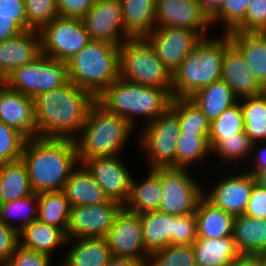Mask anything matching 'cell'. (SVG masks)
<instances>
[{"mask_svg":"<svg viewBox=\"0 0 266 266\" xmlns=\"http://www.w3.org/2000/svg\"><path fill=\"white\" fill-rule=\"evenodd\" d=\"M33 101L38 138L75 140L96 98L69 81L61 88L38 95Z\"/></svg>","mask_w":266,"mask_h":266,"instance_id":"6da1fadb","label":"cell"},{"mask_svg":"<svg viewBox=\"0 0 266 266\" xmlns=\"http://www.w3.org/2000/svg\"><path fill=\"white\" fill-rule=\"evenodd\" d=\"M21 159L26 164L34 193L62 191L80 164L76 142L67 138L27 139Z\"/></svg>","mask_w":266,"mask_h":266,"instance_id":"7a4b0ae2","label":"cell"},{"mask_svg":"<svg viewBox=\"0 0 266 266\" xmlns=\"http://www.w3.org/2000/svg\"><path fill=\"white\" fill-rule=\"evenodd\" d=\"M172 100V90L142 86L120 77L96 99L109 112L125 118L133 126L138 116L144 120L142 125L155 120L171 107Z\"/></svg>","mask_w":266,"mask_h":266,"instance_id":"3957f363","label":"cell"},{"mask_svg":"<svg viewBox=\"0 0 266 266\" xmlns=\"http://www.w3.org/2000/svg\"><path fill=\"white\" fill-rule=\"evenodd\" d=\"M201 38L181 62L172 77L173 98H190L200 89L221 79L225 48L230 44L228 33L221 37Z\"/></svg>","mask_w":266,"mask_h":266,"instance_id":"277c9868","label":"cell"},{"mask_svg":"<svg viewBox=\"0 0 266 266\" xmlns=\"http://www.w3.org/2000/svg\"><path fill=\"white\" fill-rule=\"evenodd\" d=\"M134 128L128 120L109 112L95 101L81 134L75 139L79 162L82 164L89 158L120 155Z\"/></svg>","mask_w":266,"mask_h":266,"instance_id":"5b68a950","label":"cell"},{"mask_svg":"<svg viewBox=\"0 0 266 266\" xmlns=\"http://www.w3.org/2000/svg\"><path fill=\"white\" fill-rule=\"evenodd\" d=\"M68 78L96 99L120 77V46L90 41L67 61Z\"/></svg>","mask_w":266,"mask_h":266,"instance_id":"8992f818","label":"cell"},{"mask_svg":"<svg viewBox=\"0 0 266 266\" xmlns=\"http://www.w3.org/2000/svg\"><path fill=\"white\" fill-rule=\"evenodd\" d=\"M172 77L146 37H130L120 46V78L172 90Z\"/></svg>","mask_w":266,"mask_h":266,"instance_id":"52a82bcc","label":"cell"},{"mask_svg":"<svg viewBox=\"0 0 266 266\" xmlns=\"http://www.w3.org/2000/svg\"><path fill=\"white\" fill-rule=\"evenodd\" d=\"M146 125V126H145ZM141 126L140 149L149 169L176 167V148L181 129L178 115L169 108L155 120Z\"/></svg>","mask_w":266,"mask_h":266,"instance_id":"ba28073f","label":"cell"},{"mask_svg":"<svg viewBox=\"0 0 266 266\" xmlns=\"http://www.w3.org/2000/svg\"><path fill=\"white\" fill-rule=\"evenodd\" d=\"M69 82L67 63L39 55L31 63L17 68L6 79V84L32 99L56 90Z\"/></svg>","mask_w":266,"mask_h":266,"instance_id":"9c48e42d","label":"cell"},{"mask_svg":"<svg viewBox=\"0 0 266 266\" xmlns=\"http://www.w3.org/2000/svg\"><path fill=\"white\" fill-rule=\"evenodd\" d=\"M189 168L160 167V183L163 198L158 211L174 216L195 213L204 186L199 184Z\"/></svg>","mask_w":266,"mask_h":266,"instance_id":"30bf717a","label":"cell"},{"mask_svg":"<svg viewBox=\"0 0 266 266\" xmlns=\"http://www.w3.org/2000/svg\"><path fill=\"white\" fill-rule=\"evenodd\" d=\"M41 53L66 62L91 40L80 18L58 16L40 32Z\"/></svg>","mask_w":266,"mask_h":266,"instance_id":"8fae6325","label":"cell"},{"mask_svg":"<svg viewBox=\"0 0 266 266\" xmlns=\"http://www.w3.org/2000/svg\"><path fill=\"white\" fill-rule=\"evenodd\" d=\"M123 207L113 200L97 205L72 206L67 239L105 238Z\"/></svg>","mask_w":266,"mask_h":266,"instance_id":"7c38bea8","label":"cell"},{"mask_svg":"<svg viewBox=\"0 0 266 266\" xmlns=\"http://www.w3.org/2000/svg\"><path fill=\"white\" fill-rule=\"evenodd\" d=\"M81 20L91 41L121 46L131 37L124 29L119 0H96Z\"/></svg>","mask_w":266,"mask_h":266,"instance_id":"4fadbf2b","label":"cell"},{"mask_svg":"<svg viewBox=\"0 0 266 266\" xmlns=\"http://www.w3.org/2000/svg\"><path fill=\"white\" fill-rule=\"evenodd\" d=\"M105 239L113 256L148 261L150 253L146 250L142 235L140 215L122 208Z\"/></svg>","mask_w":266,"mask_h":266,"instance_id":"5bb4252c","label":"cell"},{"mask_svg":"<svg viewBox=\"0 0 266 266\" xmlns=\"http://www.w3.org/2000/svg\"><path fill=\"white\" fill-rule=\"evenodd\" d=\"M243 169L241 172L225 175L214 186L207 188L208 191H203V196L209 202L234 217L245 213L256 182L255 176Z\"/></svg>","mask_w":266,"mask_h":266,"instance_id":"9a60e30c","label":"cell"},{"mask_svg":"<svg viewBox=\"0 0 266 266\" xmlns=\"http://www.w3.org/2000/svg\"><path fill=\"white\" fill-rule=\"evenodd\" d=\"M146 38L172 75L201 39L195 31L174 27H155Z\"/></svg>","mask_w":266,"mask_h":266,"instance_id":"2e32d148","label":"cell"},{"mask_svg":"<svg viewBox=\"0 0 266 266\" xmlns=\"http://www.w3.org/2000/svg\"><path fill=\"white\" fill-rule=\"evenodd\" d=\"M100 185L109 200L123 206L128 200L133 173L120 160L119 156L94 157L82 163Z\"/></svg>","mask_w":266,"mask_h":266,"instance_id":"e0dca14e","label":"cell"},{"mask_svg":"<svg viewBox=\"0 0 266 266\" xmlns=\"http://www.w3.org/2000/svg\"><path fill=\"white\" fill-rule=\"evenodd\" d=\"M156 27L185 28L207 37L211 22L196 0H157Z\"/></svg>","mask_w":266,"mask_h":266,"instance_id":"ac0fdd59","label":"cell"},{"mask_svg":"<svg viewBox=\"0 0 266 266\" xmlns=\"http://www.w3.org/2000/svg\"><path fill=\"white\" fill-rule=\"evenodd\" d=\"M0 120L27 139L37 137L33 99L11 89L7 84L0 90Z\"/></svg>","mask_w":266,"mask_h":266,"instance_id":"d6986e66","label":"cell"},{"mask_svg":"<svg viewBox=\"0 0 266 266\" xmlns=\"http://www.w3.org/2000/svg\"><path fill=\"white\" fill-rule=\"evenodd\" d=\"M41 54L38 31L25 30L8 40L0 41V75L7 79L17 68L31 63Z\"/></svg>","mask_w":266,"mask_h":266,"instance_id":"ffe728a7","label":"cell"},{"mask_svg":"<svg viewBox=\"0 0 266 266\" xmlns=\"http://www.w3.org/2000/svg\"><path fill=\"white\" fill-rule=\"evenodd\" d=\"M221 80L229 85L238 99L265 92L241 53L231 43L225 48Z\"/></svg>","mask_w":266,"mask_h":266,"instance_id":"44dd1931","label":"cell"},{"mask_svg":"<svg viewBox=\"0 0 266 266\" xmlns=\"http://www.w3.org/2000/svg\"><path fill=\"white\" fill-rule=\"evenodd\" d=\"M230 43L241 53L258 82L266 89V32L228 33Z\"/></svg>","mask_w":266,"mask_h":266,"instance_id":"7402d4cb","label":"cell"},{"mask_svg":"<svg viewBox=\"0 0 266 266\" xmlns=\"http://www.w3.org/2000/svg\"><path fill=\"white\" fill-rule=\"evenodd\" d=\"M147 173L146 178L139 182L133 176L129 197L124 205V208L139 215L157 211L163 198L160 167L148 169Z\"/></svg>","mask_w":266,"mask_h":266,"instance_id":"603a6c76","label":"cell"},{"mask_svg":"<svg viewBox=\"0 0 266 266\" xmlns=\"http://www.w3.org/2000/svg\"><path fill=\"white\" fill-rule=\"evenodd\" d=\"M62 192L71 207L97 205L109 201L100 185L81 163L72 171Z\"/></svg>","mask_w":266,"mask_h":266,"instance_id":"cb8c5ba5","label":"cell"},{"mask_svg":"<svg viewBox=\"0 0 266 266\" xmlns=\"http://www.w3.org/2000/svg\"><path fill=\"white\" fill-rule=\"evenodd\" d=\"M72 243L59 266H106L111 250L105 238H73Z\"/></svg>","mask_w":266,"mask_h":266,"instance_id":"d4e9b609","label":"cell"},{"mask_svg":"<svg viewBox=\"0 0 266 266\" xmlns=\"http://www.w3.org/2000/svg\"><path fill=\"white\" fill-rule=\"evenodd\" d=\"M192 245L197 266H232L242 257L233 236L214 239L197 237Z\"/></svg>","mask_w":266,"mask_h":266,"instance_id":"484cf974","label":"cell"},{"mask_svg":"<svg viewBox=\"0 0 266 266\" xmlns=\"http://www.w3.org/2000/svg\"><path fill=\"white\" fill-rule=\"evenodd\" d=\"M232 236L242 256L255 257L266 250V219L235 216Z\"/></svg>","mask_w":266,"mask_h":266,"instance_id":"4316f807","label":"cell"},{"mask_svg":"<svg viewBox=\"0 0 266 266\" xmlns=\"http://www.w3.org/2000/svg\"><path fill=\"white\" fill-rule=\"evenodd\" d=\"M19 244L24 248L44 253L53 257L57 248L67 244L66 234L52 225L33 220L29 225L18 232Z\"/></svg>","mask_w":266,"mask_h":266,"instance_id":"83f0119b","label":"cell"},{"mask_svg":"<svg viewBox=\"0 0 266 266\" xmlns=\"http://www.w3.org/2000/svg\"><path fill=\"white\" fill-rule=\"evenodd\" d=\"M197 219V237L224 238L232 236L234 216L214 206L204 196L195 211Z\"/></svg>","mask_w":266,"mask_h":266,"instance_id":"f1b7e54d","label":"cell"},{"mask_svg":"<svg viewBox=\"0 0 266 266\" xmlns=\"http://www.w3.org/2000/svg\"><path fill=\"white\" fill-rule=\"evenodd\" d=\"M125 31L131 37H146L155 27L154 0H119Z\"/></svg>","mask_w":266,"mask_h":266,"instance_id":"f546056e","label":"cell"},{"mask_svg":"<svg viewBox=\"0 0 266 266\" xmlns=\"http://www.w3.org/2000/svg\"><path fill=\"white\" fill-rule=\"evenodd\" d=\"M190 99L200 108L207 119L212 123L225 109L238 102L229 85L218 80L194 93Z\"/></svg>","mask_w":266,"mask_h":266,"instance_id":"4dcf8cb0","label":"cell"},{"mask_svg":"<svg viewBox=\"0 0 266 266\" xmlns=\"http://www.w3.org/2000/svg\"><path fill=\"white\" fill-rule=\"evenodd\" d=\"M140 221L143 241L149 253L171 245L173 215L157 210L140 215Z\"/></svg>","mask_w":266,"mask_h":266,"instance_id":"1f68e13d","label":"cell"},{"mask_svg":"<svg viewBox=\"0 0 266 266\" xmlns=\"http://www.w3.org/2000/svg\"><path fill=\"white\" fill-rule=\"evenodd\" d=\"M2 202H11L33 194L26 164L21 160L0 163Z\"/></svg>","mask_w":266,"mask_h":266,"instance_id":"d6a6232c","label":"cell"},{"mask_svg":"<svg viewBox=\"0 0 266 266\" xmlns=\"http://www.w3.org/2000/svg\"><path fill=\"white\" fill-rule=\"evenodd\" d=\"M38 195V219L67 232L71 206L62 191L41 192Z\"/></svg>","mask_w":266,"mask_h":266,"instance_id":"836d02e7","label":"cell"},{"mask_svg":"<svg viewBox=\"0 0 266 266\" xmlns=\"http://www.w3.org/2000/svg\"><path fill=\"white\" fill-rule=\"evenodd\" d=\"M243 113L244 132L254 142L266 141V92L238 99ZM242 101V102H241Z\"/></svg>","mask_w":266,"mask_h":266,"instance_id":"e575fe53","label":"cell"},{"mask_svg":"<svg viewBox=\"0 0 266 266\" xmlns=\"http://www.w3.org/2000/svg\"><path fill=\"white\" fill-rule=\"evenodd\" d=\"M170 108L178 115L180 134L210 135L211 122L190 98H173Z\"/></svg>","mask_w":266,"mask_h":266,"instance_id":"d590c367","label":"cell"},{"mask_svg":"<svg viewBox=\"0 0 266 266\" xmlns=\"http://www.w3.org/2000/svg\"><path fill=\"white\" fill-rule=\"evenodd\" d=\"M209 145L212 156L216 154L224 159L223 161H227V164L230 163L237 167L235 166L238 165L237 163L244 162L245 164L246 159L252 156L254 142L243 131L225 140H209Z\"/></svg>","mask_w":266,"mask_h":266,"instance_id":"8d00e7d4","label":"cell"},{"mask_svg":"<svg viewBox=\"0 0 266 266\" xmlns=\"http://www.w3.org/2000/svg\"><path fill=\"white\" fill-rule=\"evenodd\" d=\"M14 216L15 218L17 217L21 219L18 225H16L15 222L13 223V220H11ZM36 219H38L37 193H33L15 201L2 202L0 204V221L18 232Z\"/></svg>","mask_w":266,"mask_h":266,"instance_id":"74e56055","label":"cell"},{"mask_svg":"<svg viewBox=\"0 0 266 266\" xmlns=\"http://www.w3.org/2000/svg\"><path fill=\"white\" fill-rule=\"evenodd\" d=\"M211 155L209 135L180 134L176 148V167L188 168Z\"/></svg>","mask_w":266,"mask_h":266,"instance_id":"f35d334b","label":"cell"},{"mask_svg":"<svg viewBox=\"0 0 266 266\" xmlns=\"http://www.w3.org/2000/svg\"><path fill=\"white\" fill-rule=\"evenodd\" d=\"M148 266H197L193 245H168L150 253Z\"/></svg>","mask_w":266,"mask_h":266,"instance_id":"ab89813d","label":"cell"},{"mask_svg":"<svg viewBox=\"0 0 266 266\" xmlns=\"http://www.w3.org/2000/svg\"><path fill=\"white\" fill-rule=\"evenodd\" d=\"M243 131V113L238 101L211 123L209 140H225Z\"/></svg>","mask_w":266,"mask_h":266,"instance_id":"60d3db41","label":"cell"},{"mask_svg":"<svg viewBox=\"0 0 266 266\" xmlns=\"http://www.w3.org/2000/svg\"><path fill=\"white\" fill-rule=\"evenodd\" d=\"M27 15V30L40 32L59 16L57 0H24Z\"/></svg>","mask_w":266,"mask_h":266,"instance_id":"b9f144b4","label":"cell"},{"mask_svg":"<svg viewBox=\"0 0 266 266\" xmlns=\"http://www.w3.org/2000/svg\"><path fill=\"white\" fill-rule=\"evenodd\" d=\"M27 138L0 120V163L21 160Z\"/></svg>","mask_w":266,"mask_h":266,"instance_id":"7bdbcfd3","label":"cell"},{"mask_svg":"<svg viewBox=\"0 0 266 266\" xmlns=\"http://www.w3.org/2000/svg\"><path fill=\"white\" fill-rule=\"evenodd\" d=\"M249 0H224L221 9L210 19L211 26L219 21L225 25L223 33L233 31L245 18Z\"/></svg>","mask_w":266,"mask_h":266,"instance_id":"ee69618b","label":"cell"},{"mask_svg":"<svg viewBox=\"0 0 266 266\" xmlns=\"http://www.w3.org/2000/svg\"><path fill=\"white\" fill-rule=\"evenodd\" d=\"M197 239L196 214L174 216L171 245H192Z\"/></svg>","mask_w":266,"mask_h":266,"instance_id":"f6af8a7d","label":"cell"},{"mask_svg":"<svg viewBox=\"0 0 266 266\" xmlns=\"http://www.w3.org/2000/svg\"><path fill=\"white\" fill-rule=\"evenodd\" d=\"M233 31L266 32V0H249L245 18Z\"/></svg>","mask_w":266,"mask_h":266,"instance_id":"bcb514c9","label":"cell"},{"mask_svg":"<svg viewBox=\"0 0 266 266\" xmlns=\"http://www.w3.org/2000/svg\"><path fill=\"white\" fill-rule=\"evenodd\" d=\"M52 257L18 244L5 266H51Z\"/></svg>","mask_w":266,"mask_h":266,"instance_id":"7dc6e473","label":"cell"},{"mask_svg":"<svg viewBox=\"0 0 266 266\" xmlns=\"http://www.w3.org/2000/svg\"><path fill=\"white\" fill-rule=\"evenodd\" d=\"M18 244V231L0 221V266L8 263Z\"/></svg>","mask_w":266,"mask_h":266,"instance_id":"c3c4849f","label":"cell"},{"mask_svg":"<svg viewBox=\"0 0 266 266\" xmlns=\"http://www.w3.org/2000/svg\"><path fill=\"white\" fill-rule=\"evenodd\" d=\"M244 214L257 219H266V188L256 182L253 185Z\"/></svg>","mask_w":266,"mask_h":266,"instance_id":"681fc988","label":"cell"},{"mask_svg":"<svg viewBox=\"0 0 266 266\" xmlns=\"http://www.w3.org/2000/svg\"><path fill=\"white\" fill-rule=\"evenodd\" d=\"M0 14L9 15L23 31L27 30L24 0H0Z\"/></svg>","mask_w":266,"mask_h":266,"instance_id":"f907efd6","label":"cell"},{"mask_svg":"<svg viewBox=\"0 0 266 266\" xmlns=\"http://www.w3.org/2000/svg\"><path fill=\"white\" fill-rule=\"evenodd\" d=\"M96 0H57L60 16L82 18Z\"/></svg>","mask_w":266,"mask_h":266,"instance_id":"816d5d0a","label":"cell"},{"mask_svg":"<svg viewBox=\"0 0 266 266\" xmlns=\"http://www.w3.org/2000/svg\"><path fill=\"white\" fill-rule=\"evenodd\" d=\"M252 158H253L252 160L253 162H251L253 163L252 167L250 165L245 170L255 176L259 171L266 169V141L259 142V144L258 142L254 143L253 154L251 158H248V161H250L249 159Z\"/></svg>","mask_w":266,"mask_h":266,"instance_id":"f5cc1de1","label":"cell"},{"mask_svg":"<svg viewBox=\"0 0 266 266\" xmlns=\"http://www.w3.org/2000/svg\"><path fill=\"white\" fill-rule=\"evenodd\" d=\"M23 30L12 20L9 15L0 14V41L8 40Z\"/></svg>","mask_w":266,"mask_h":266,"instance_id":"db71d44e","label":"cell"},{"mask_svg":"<svg viewBox=\"0 0 266 266\" xmlns=\"http://www.w3.org/2000/svg\"><path fill=\"white\" fill-rule=\"evenodd\" d=\"M202 11L211 19L222 7L224 0H196Z\"/></svg>","mask_w":266,"mask_h":266,"instance_id":"11a10c76","label":"cell"},{"mask_svg":"<svg viewBox=\"0 0 266 266\" xmlns=\"http://www.w3.org/2000/svg\"><path fill=\"white\" fill-rule=\"evenodd\" d=\"M106 266H148V261H139L112 255Z\"/></svg>","mask_w":266,"mask_h":266,"instance_id":"9f6ffc18","label":"cell"},{"mask_svg":"<svg viewBox=\"0 0 266 266\" xmlns=\"http://www.w3.org/2000/svg\"><path fill=\"white\" fill-rule=\"evenodd\" d=\"M232 266H261V264L256 257L242 256Z\"/></svg>","mask_w":266,"mask_h":266,"instance_id":"6f0895ef","label":"cell"},{"mask_svg":"<svg viewBox=\"0 0 266 266\" xmlns=\"http://www.w3.org/2000/svg\"><path fill=\"white\" fill-rule=\"evenodd\" d=\"M256 183L261 187L266 188V169L259 171L255 175Z\"/></svg>","mask_w":266,"mask_h":266,"instance_id":"680465c9","label":"cell"},{"mask_svg":"<svg viewBox=\"0 0 266 266\" xmlns=\"http://www.w3.org/2000/svg\"><path fill=\"white\" fill-rule=\"evenodd\" d=\"M260 262L261 266H266V250L255 256Z\"/></svg>","mask_w":266,"mask_h":266,"instance_id":"91938a15","label":"cell"},{"mask_svg":"<svg viewBox=\"0 0 266 266\" xmlns=\"http://www.w3.org/2000/svg\"><path fill=\"white\" fill-rule=\"evenodd\" d=\"M6 85V79L0 75V90Z\"/></svg>","mask_w":266,"mask_h":266,"instance_id":"94428289","label":"cell"},{"mask_svg":"<svg viewBox=\"0 0 266 266\" xmlns=\"http://www.w3.org/2000/svg\"><path fill=\"white\" fill-rule=\"evenodd\" d=\"M2 182H1V176H0V204L2 203Z\"/></svg>","mask_w":266,"mask_h":266,"instance_id":"6125c7cd","label":"cell"}]
</instances>
